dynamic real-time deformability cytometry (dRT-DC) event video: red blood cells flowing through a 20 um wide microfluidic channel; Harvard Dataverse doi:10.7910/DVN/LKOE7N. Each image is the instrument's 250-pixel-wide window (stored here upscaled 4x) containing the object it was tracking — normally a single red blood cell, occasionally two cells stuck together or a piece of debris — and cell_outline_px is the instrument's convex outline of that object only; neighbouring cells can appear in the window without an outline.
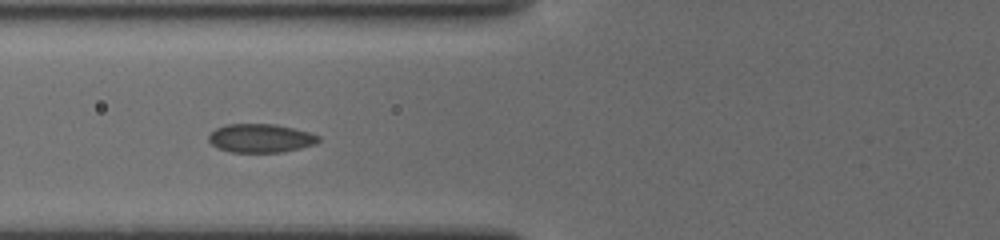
{"species": "common noctule bat (a hibernating species)", "species_latin": "Nyctalus noctula", "temperature_condition": "cold", "stored_images_in_passage": 9, "camera_frame_rate_fps": 3000, "um_per_image_px": 0.085, "animal": {"sex": "female", "body_mass_g": 19.5, "forearm_length_mm": 54.1}, "frame": {"image": 1, "passage_image": 4, "time_ms": 1.667, "image_size_px": [1000, 240], "cell_outline_px": [[320, 140], [316, 144], [284, 152], [232, 152], [216, 148], [208, 140], [208, 136], [216, 128], [224, 124], [276, 124], [308, 132], [320, 136]], "centroid_in_image_um": [22.14, 11.75], "position_along_channel_um": 103.7, "area_um2": 18.38}}
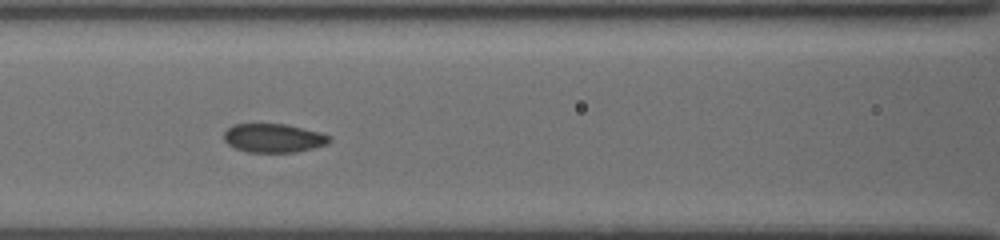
{"frame": {"image": 2, "passage_image": 6, "time_ms": 2.667, "image_size_px": [1000, 240], "cell_outline_px": [[332, 140], [328, 144], [296, 152], [248, 152], [236, 148], [228, 144], [224, 140], [224, 132], [232, 124], [288, 124], [320, 132], [332, 136]], "centroid_in_image_um": [23.28, 11.73], "position_along_channel_um": 143.3, "area_um2": 17.8}}